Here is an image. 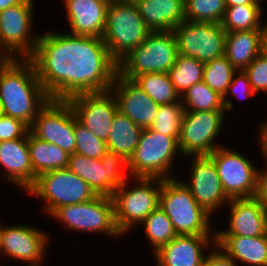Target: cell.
<instances>
[{
	"label": "cell",
	"instance_id": "15",
	"mask_svg": "<svg viewBox=\"0 0 267 266\" xmlns=\"http://www.w3.org/2000/svg\"><path fill=\"white\" fill-rule=\"evenodd\" d=\"M49 238L47 232L34 225L2 224L0 255L14 259V262L22 261L28 266H42L47 256Z\"/></svg>",
	"mask_w": 267,
	"mask_h": 266
},
{
	"label": "cell",
	"instance_id": "27",
	"mask_svg": "<svg viewBox=\"0 0 267 266\" xmlns=\"http://www.w3.org/2000/svg\"><path fill=\"white\" fill-rule=\"evenodd\" d=\"M27 142L35 181L40 174L68 167L70 154L57 145L38 139L30 131Z\"/></svg>",
	"mask_w": 267,
	"mask_h": 266
},
{
	"label": "cell",
	"instance_id": "1",
	"mask_svg": "<svg viewBox=\"0 0 267 266\" xmlns=\"http://www.w3.org/2000/svg\"><path fill=\"white\" fill-rule=\"evenodd\" d=\"M51 100L110 90L118 62L101 37L44 31L28 58Z\"/></svg>",
	"mask_w": 267,
	"mask_h": 266
},
{
	"label": "cell",
	"instance_id": "28",
	"mask_svg": "<svg viewBox=\"0 0 267 266\" xmlns=\"http://www.w3.org/2000/svg\"><path fill=\"white\" fill-rule=\"evenodd\" d=\"M142 131L141 127L118 111L106 142L107 150L121 154L128 160L139 143Z\"/></svg>",
	"mask_w": 267,
	"mask_h": 266
},
{
	"label": "cell",
	"instance_id": "42",
	"mask_svg": "<svg viewBox=\"0 0 267 266\" xmlns=\"http://www.w3.org/2000/svg\"><path fill=\"white\" fill-rule=\"evenodd\" d=\"M265 169L262 170L258 168L257 172V190L255 197L267 210V164H265Z\"/></svg>",
	"mask_w": 267,
	"mask_h": 266
},
{
	"label": "cell",
	"instance_id": "38",
	"mask_svg": "<svg viewBox=\"0 0 267 266\" xmlns=\"http://www.w3.org/2000/svg\"><path fill=\"white\" fill-rule=\"evenodd\" d=\"M254 95H256V93L251 87L248 75L244 72V70L237 71L233 76L231 84L228 86L227 92L223 96L225 111H229L230 113L234 108L233 102L229 99L230 96L238 98L239 100H244L249 97L251 98Z\"/></svg>",
	"mask_w": 267,
	"mask_h": 266
},
{
	"label": "cell",
	"instance_id": "29",
	"mask_svg": "<svg viewBox=\"0 0 267 266\" xmlns=\"http://www.w3.org/2000/svg\"><path fill=\"white\" fill-rule=\"evenodd\" d=\"M264 9L262 5L226 7L221 25L226 32L261 30L264 23V18H262Z\"/></svg>",
	"mask_w": 267,
	"mask_h": 266
},
{
	"label": "cell",
	"instance_id": "25",
	"mask_svg": "<svg viewBox=\"0 0 267 266\" xmlns=\"http://www.w3.org/2000/svg\"><path fill=\"white\" fill-rule=\"evenodd\" d=\"M215 239L238 265L267 266V234L257 237L215 236Z\"/></svg>",
	"mask_w": 267,
	"mask_h": 266
},
{
	"label": "cell",
	"instance_id": "10",
	"mask_svg": "<svg viewBox=\"0 0 267 266\" xmlns=\"http://www.w3.org/2000/svg\"><path fill=\"white\" fill-rule=\"evenodd\" d=\"M82 178L97 195L112 197L117 187L132 178L128 160L121 154L107 150L101 159L73 153L68 167Z\"/></svg>",
	"mask_w": 267,
	"mask_h": 266
},
{
	"label": "cell",
	"instance_id": "41",
	"mask_svg": "<svg viewBox=\"0 0 267 266\" xmlns=\"http://www.w3.org/2000/svg\"><path fill=\"white\" fill-rule=\"evenodd\" d=\"M203 266H240L216 243L205 255Z\"/></svg>",
	"mask_w": 267,
	"mask_h": 266
},
{
	"label": "cell",
	"instance_id": "13",
	"mask_svg": "<svg viewBox=\"0 0 267 266\" xmlns=\"http://www.w3.org/2000/svg\"><path fill=\"white\" fill-rule=\"evenodd\" d=\"M240 151L225 145L208 155L214 162L225 194L230 198L255 197L258 168Z\"/></svg>",
	"mask_w": 267,
	"mask_h": 266
},
{
	"label": "cell",
	"instance_id": "37",
	"mask_svg": "<svg viewBox=\"0 0 267 266\" xmlns=\"http://www.w3.org/2000/svg\"><path fill=\"white\" fill-rule=\"evenodd\" d=\"M74 135L76 139L75 153L101 159L107 151L106 142L100 140L95 134L83 126L74 113Z\"/></svg>",
	"mask_w": 267,
	"mask_h": 266
},
{
	"label": "cell",
	"instance_id": "24",
	"mask_svg": "<svg viewBox=\"0 0 267 266\" xmlns=\"http://www.w3.org/2000/svg\"><path fill=\"white\" fill-rule=\"evenodd\" d=\"M151 31H172L185 20L184 0H133Z\"/></svg>",
	"mask_w": 267,
	"mask_h": 266
},
{
	"label": "cell",
	"instance_id": "49",
	"mask_svg": "<svg viewBox=\"0 0 267 266\" xmlns=\"http://www.w3.org/2000/svg\"><path fill=\"white\" fill-rule=\"evenodd\" d=\"M264 1L265 0H256V2L260 3L262 6H264V4H263Z\"/></svg>",
	"mask_w": 267,
	"mask_h": 266
},
{
	"label": "cell",
	"instance_id": "33",
	"mask_svg": "<svg viewBox=\"0 0 267 266\" xmlns=\"http://www.w3.org/2000/svg\"><path fill=\"white\" fill-rule=\"evenodd\" d=\"M181 101L185 111H225L223 97L203 81L192 85Z\"/></svg>",
	"mask_w": 267,
	"mask_h": 266
},
{
	"label": "cell",
	"instance_id": "23",
	"mask_svg": "<svg viewBox=\"0 0 267 266\" xmlns=\"http://www.w3.org/2000/svg\"><path fill=\"white\" fill-rule=\"evenodd\" d=\"M1 175L6 182L26 191L35 183V173L29 154L27 135L21 139L0 142Z\"/></svg>",
	"mask_w": 267,
	"mask_h": 266
},
{
	"label": "cell",
	"instance_id": "45",
	"mask_svg": "<svg viewBox=\"0 0 267 266\" xmlns=\"http://www.w3.org/2000/svg\"><path fill=\"white\" fill-rule=\"evenodd\" d=\"M26 0H0V11L24 3Z\"/></svg>",
	"mask_w": 267,
	"mask_h": 266
},
{
	"label": "cell",
	"instance_id": "14",
	"mask_svg": "<svg viewBox=\"0 0 267 266\" xmlns=\"http://www.w3.org/2000/svg\"><path fill=\"white\" fill-rule=\"evenodd\" d=\"M178 54L208 62L225 55L226 31L221 23L184 20L173 30Z\"/></svg>",
	"mask_w": 267,
	"mask_h": 266
},
{
	"label": "cell",
	"instance_id": "48",
	"mask_svg": "<svg viewBox=\"0 0 267 266\" xmlns=\"http://www.w3.org/2000/svg\"><path fill=\"white\" fill-rule=\"evenodd\" d=\"M4 115V113H3V108H2V105H1V103H0V117H2Z\"/></svg>",
	"mask_w": 267,
	"mask_h": 266
},
{
	"label": "cell",
	"instance_id": "9",
	"mask_svg": "<svg viewBox=\"0 0 267 266\" xmlns=\"http://www.w3.org/2000/svg\"><path fill=\"white\" fill-rule=\"evenodd\" d=\"M50 217L67 230L80 233H102L112 238H122L115 223L112 197L98 195L93 200L58 208Z\"/></svg>",
	"mask_w": 267,
	"mask_h": 266
},
{
	"label": "cell",
	"instance_id": "16",
	"mask_svg": "<svg viewBox=\"0 0 267 266\" xmlns=\"http://www.w3.org/2000/svg\"><path fill=\"white\" fill-rule=\"evenodd\" d=\"M30 132L40 140L75 153L74 110L66 100H51L38 112Z\"/></svg>",
	"mask_w": 267,
	"mask_h": 266
},
{
	"label": "cell",
	"instance_id": "32",
	"mask_svg": "<svg viewBox=\"0 0 267 266\" xmlns=\"http://www.w3.org/2000/svg\"><path fill=\"white\" fill-rule=\"evenodd\" d=\"M140 225L144 228V234L153 253L177 236L172 222L160 207L151 212Z\"/></svg>",
	"mask_w": 267,
	"mask_h": 266
},
{
	"label": "cell",
	"instance_id": "11",
	"mask_svg": "<svg viewBox=\"0 0 267 266\" xmlns=\"http://www.w3.org/2000/svg\"><path fill=\"white\" fill-rule=\"evenodd\" d=\"M34 1L0 11V49L12 59H28L34 52L40 33H34Z\"/></svg>",
	"mask_w": 267,
	"mask_h": 266
},
{
	"label": "cell",
	"instance_id": "18",
	"mask_svg": "<svg viewBox=\"0 0 267 266\" xmlns=\"http://www.w3.org/2000/svg\"><path fill=\"white\" fill-rule=\"evenodd\" d=\"M77 120L100 140L107 142L113 118L118 112L117 102L111 90L85 93L67 100Z\"/></svg>",
	"mask_w": 267,
	"mask_h": 266
},
{
	"label": "cell",
	"instance_id": "47",
	"mask_svg": "<svg viewBox=\"0 0 267 266\" xmlns=\"http://www.w3.org/2000/svg\"><path fill=\"white\" fill-rule=\"evenodd\" d=\"M10 58L0 49V68L9 60Z\"/></svg>",
	"mask_w": 267,
	"mask_h": 266
},
{
	"label": "cell",
	"instance_id": "20",
	"mask_svg": "<svg viewBox=\"0 0 267 266\" xmlns=\"http://www.w3.org/2000/svg\"><path fill=\"white\" fill-rule=\"evenodd\" d=\"M227 228L215 230V236L257 237L266 235L267 210L256 197L232 198L228 203Z\"/></svg>",
	"mask_w": 267,
	"mask_h": 266
},
{
	"label": "cell",
	"instance_id": "19",
	"mask_svg": "<svg viewBox=\"0 0 267 266\" xmlns=\"http://www.w3.org/2000/svg\"><path fill=\"white\" fill-rule=\"evenodd\" d=\"M110 90L122 115L127 116L142 129L150 128L159 110V104L155 103L132 79L125 78L119 73Z\"/></svg>",
	"mask_w": 267,
	"mask_h": 266
},
{
	"label": "cell",
	"instance_id": "12",
	"mask_svg": "<svg viewBox=\"0 0 267 266\" xmlns=\"http://www.w3.org/2000/svg\"><path fill=\"white\" fill-rule=\"evenodd\" d=\"M225 113L227 112H184L178 147L185 159H189L188 156L210 155L217 148L224 146L216 141L225 125Z\"/></svg>",
	"mask_w": 267,
	"mask_h": 266
},
{
	"label": "cell",
	"instance_id": "40",
	"mask_svg": "<svg viewBox=\"0 0 267 266\" xmlns=\"http://www.w3.org/2000/svg\"><path fill=\"white\" fill-rule=\"evenodd\" d=\"M29 131L21 120L6 115L0 117V142L24 138Z\"/></svg>",
	"mask_w": 267,
	"mask_h": 266
},
{
	"label": "cell",
	"instance_id": "50",
	"mask_svg": "<svg viewBox=\"0 0 267 266\" xmlns=\"http://www.w3.org/2000/svg\"><path fill=\"white\" fill-rule=\"evenodd\" d=\"M1 230H2V223L0 222V238H1Z\"/></svg>",
	"mask_w": 267,
	"mask_h": 266
},
{
	"label": "cell",
	"instance_id": "5",
	"mask_svg": "<svg viewBox=\"0 0 267 266\" xmlns=\"http://www.w3.org/2000/svg\"><path fill=\"white\" fill-rule=\"evenodd\" d=\"M150 32L133 0L109 2L102 39L117 62L142 44Z\"/></svg>",
	"mask_w": 267,
	"mask_h": 266
},
{
	"label": "cell",
	"instance_id": "4",
	"mask_svg": "<svg viewBox=\"0 0 267 266\" xmlns=\"http://www.w3.org/2000/svg\"><path fill=\"white\" fill-rule=\"evenodd\" d=\"M131 181L135 184L130 186ZM161 188L160 178H131L115 189V223L124 237L159 207Z\"/></svg>",
	"mask_w": 267,
	"mask_h": 266
},
{
	"label": "cell",
	"instance_id": "39",
	"mask_svg": "<svg viewBox=\"0 0 267 266\" xmlns=\"http://www.w3.org/2000/svg\"><path fill=\"white\" fill-rule=\"evenodd\" d=\"M253 91L267 94V55L261 52L245 69Z\"/></svg>",
	"mask_w": 267,
	"mask_h": 266
},
{
	"label": "cell",
	"instance_id": "46",
	"mask_svg": "<svg viewBox=\"0 0 267 266\" xmlns=\"http://www.w3.org/2000/svg\"><path fill=\"white\" fill-rule=\"evenodd\" d=\"M262 52L267 55V21L262 26Z\"/></svg>",
	"mask_w": 267,
	"mask_h": 266
},
{
	"label": "cell",
	"instance_id": "30",
	"mask_svg": "<svg viewBox=\"0 0 267 266\" xmlns=\"http://www.w3.org/2000/svg\"><path fill=\"white\" fill-rule=\"evenodd\" d=\"M133 81L159 105L182 102L169 73H143Z\"/></svg>",
	"mask_w": 267,
	"mask_h": 266
},
{
	"label": "cell",
	"instance_id": "35",
	"mask_svg": "<svg viewBox=\"0 0 267 266\" xmlns=\"http://www.w3.org/2000/svg\"><path fill=\"white\" fill-rule=\"evenodd\" d=\"M236 72L225 56L212 59L204 64L203 82L223 97Z\"/></svg>",
	"mask_w": 267,
	"mask_h": 266
},
{
	"label": "cell",
	"instance_id": "2",
	"mask_svg": "<svg viewBox=\"0 0 267 266\" xmlns=\"http://www.w3.org/2000/svg\"><path fill=\"white\" fill-rule=\"evenodd\" d=\"M49 101L29 59L10 58L0 68V103L4 115L21 120L30 128Z\"/></svg>",
	"mask_w": 267,
	"mask_h": 266
},
{
	"label": "cell",
	"instance_id": "21",
	"mask_svg": "<svg viewBox=\"0 0 267 266\" xmlns=\"http://www.w3.org/2000/svg\"><path fill=\"white\" fill-rule=\"evenodd\" d=\"M215 243V235H177L153 254L155 265L203 266L207 250Z\"/></svg>",
	"mask_w": 267,
	"mask_h": 266
},
{
	"label": "cell",
	"instance_id": "43",
	"mask_svg": "<svg viewBox=\"0 0 267 266\" xmlns=\"http://www.w3.org/2000/svg\"><path fill=\"white\" fill-rule=\"evenodd\" d=\"M258 128V147L260 146V154H262L264 157V164H267V120L261 121V124H259Z\"/></svg>",
	"mask_w": 267,
	"mask_h": 266
},
{
	"label": "cell",
	"instance_id": "22",
	"mask_svg": "<svg viewBox=\"0 0 267 266\" xmlns=\"http://www.w3.org/2000/svg\"><path fill=\"white\" fill-rule=\"evenodd\" d=\"M69 34L101 37L106 27V0H62Z\"/></svg>",
	"mask_w": 267,
	"mask_h": 266
},
{
	"label": "cell",
	"instance_id": "36",
	"mask_svg": "<svg viewBox=\"0 0 267 266\" xmlns=\"http://www.w3.org/2000/svg\"><path fill=\"white\" fill-rule=\"evenodd\" d=\"M184 112L182 102L160 105L150 129L178 141Z\"/></svg>",
	"mask_w": 267,
	"mask_h": 266
},
{
	"label": "cell",
	"instance_id": "17",
	"mask_svg": "<svg viewBox=\"0 0 267 266\" xmlns=\"http://www.w3.org/2000/svg\"><path fill=\"white\" fill-rule=\"evenodd\" d=\"M188 181L181 182L190 190L196 202L211 216L229 203L218 176L217 168L208 155L188 156ZM191 161V163H190ZM191 164V165H190Z\"/></svg>",
	"mask_w": 267,
	"mask_h": 266
},
{
	"label": "cell",
	"instance_id": "44",
	"mask_svg": "<svg viewBox=\"0 0 267 266\" xmlns=\"http://www.w3.org/2000/svg\"><path fill=\"white\" fill-rule=\"evenodd\" d=\"M226 7L237 5H261L256 0H225Z\"/></svg>",
	"mask_w": 267,
	"mask_h": 266
},
{
	"label": "cell",
	"instance_id": "3",
	"mask_svg": "<svg viewBox=\"0 0 267 266\" xmlns=\"http://www.w3.org/2000/svg\"><path fill=\"white\" fill-rule=\"evenodd\" d=\"M159 207L167 214L177 235H215L211 219L179 177L162 179Z\"/></svg>",
	"mask_w": 267,
	"mask_h": 266
},
{
	"label": "cell",
	"instance_id": "6",
	"mask_svg": "<svg viewBox=\"0 0 267 266\" xmlns=\"http://www.w3.org/2000/svg\"><path fill=\"white\" fill-rule=\"evenodd\" d=\"M181 155L178 141L150 128L143 129L134 153L128 159L132 178H176L173 170L176 156Z\"/></svg>",
	"mask_w": 267,
	"mask_h": 266
},
{
	"label": "cell",
	"instance_id": "31",
	"mask_svg": "<svg viewBox=\"0 0 267 266\" xmlns=\"http://www.w3.org/2000/svg\"><path fill=\"white\" fill-rule=\"evenodd\" d=\"M204 62L190 56L178 54L169 76L177 93L182 96L194 84L203 81Z\"/></svg>",
	"mask_w": 267,
	"mask_h": 266
},
{
	"label": "cell",
	"instance_id": "7",
	"mask_svg": "<svg viewBox=\"0 0 267 266\" xmlns=\"http://www.w3.org/2000/svg\"><path fill=\"white\" fill-rule=\"evenodd\" d=\"M177 56L173 31H151L142 44L118 62V73L132 80L143 73H168Z\"/></svg>",
	"mask_w": 267,
	"mask_h": 266
},
{
	"label": "cell",
	"instance_id": "51",
	"mask_svg": "<svg viewBox=\"0 0 267 266\" xmlns=\"http://www.w3.org/2000/svg\"><path fill=\"white\" fill-rule=\"evenodd\" d=\"M108 2L122 1V0H106Z\"/></svg>",
	"mask_w": 267,
	"mask_h": 266
},
{
	"label": "cell",
	"instance_id": "34",
	"mask_svg": "<svg viewBox=\"0 0 267 266\" xmlns=\"http://www.w3.org/2000/svg\"><path fill=\"white\" fill-rule=\"evenodd\" d=\"M226 11L225 0H184L185 20L221 23Z\"/></svg>",
	"mask_w": 267,
	"mask_h": 266
},
{
	"label": "cell",
	"instance_id": "26",
	"mask_svg": "<svg viewBox=\"0 0 267 266\" xmlns=\"http://www.w3.org/2000/svg\"><path fill=\"white\" fill-rule=\"evenodd\" d=\"M262 52V30L226 33L225 57L237 71L244 70Z\"/></svg>",
	"mask_w": 267,
	"mask_h": 266
},
{
	"label": "cell",
	"instance_id": "8",
	"mask_svg": "<svg viewBox=\"0 0 267 266\" xmlns=\"http://www.w3.org/2000/svg\"><path fill=\"white\" fill-rule=\"evenodd\" d=\"M30 196L43 200L42 210L49 217L60 207L93 200L98 195L69 168L56 169L40 174L26 191Z\"/></svg>",
	"mask_w": 267,
	"mask_h": 266
}]
</instances>
